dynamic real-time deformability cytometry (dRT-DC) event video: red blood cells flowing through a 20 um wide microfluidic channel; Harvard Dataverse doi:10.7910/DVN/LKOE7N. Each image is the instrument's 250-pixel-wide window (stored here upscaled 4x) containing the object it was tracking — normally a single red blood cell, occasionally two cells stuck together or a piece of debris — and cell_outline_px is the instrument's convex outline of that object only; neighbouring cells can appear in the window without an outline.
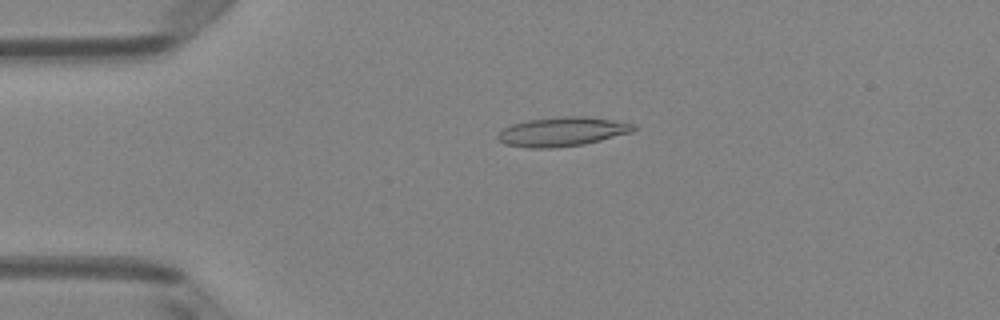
{"species": "Egyptian fruit bat (a non-hibernating species)", "species_latin": "Rousettus aegyptiacus", "temperature_condition": "room temperature", "stored_images_in_passage": 50, "camera_frame_rate_fps": 3000, "um_per_image_px": 0.085, "animal": {"sex": "female"}, "frame": {"image": 1, "passage_image": 11, "time_ms": 3.333, "image_size_px": [1000, 320], "cell_outline_px": [[640, 128], [632, 132], [584, 144], [552, 148], [528, 148], [504, 144], [496, 136], [496, 132], [512, 124], [528, 120], [564, 116], [584, 116], [612, 120], [636, 124]], "centroid_in_image_um": [47.79, 11.19], "position_along_channel_um": 37.2, "area_um2": 23.18}}
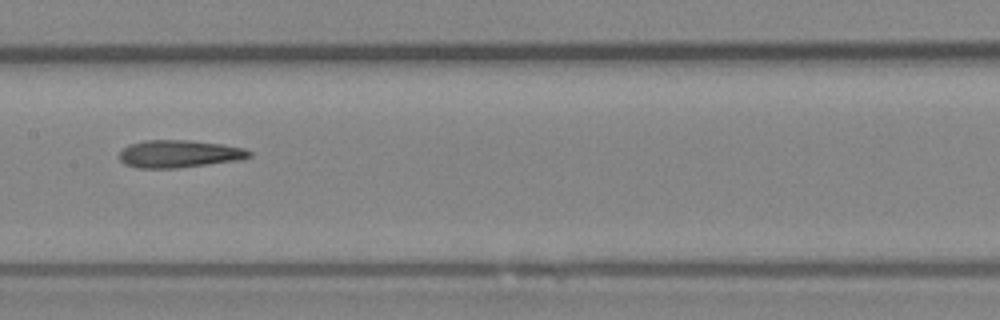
{"frame": {"image": 2, "passage_image": 25, "time_ms": 8.0, "image_size_px": [1000, 320], "cell_outline_px": [[252, 156], [240, 160], [176, 168], [136, 168], [124, 164], [120, 160], [120, 152], [128, 144], [144, 140], [188, 140], [220, 144], [244, 148], [252, 152]], "centroid_in_image_um": [15.21, 13.08], "position_along_channel_um": 192.2, "area_um2": 20.87}}
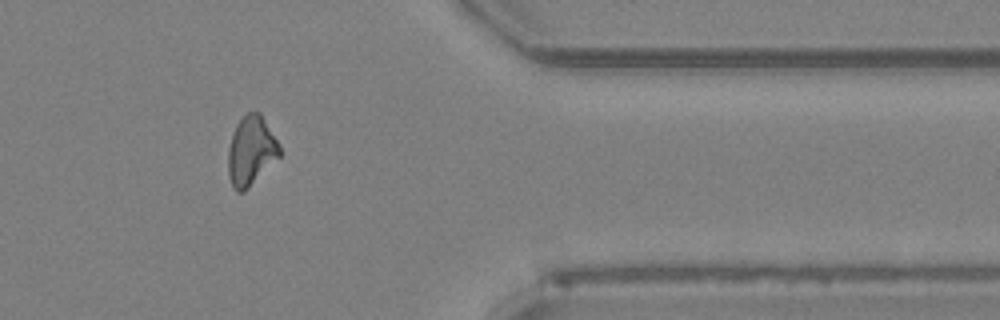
{"frame": {"image": 3, "passage_image": 41, "time_ms": 13.333, "image_size_px": [1000, 320], "cell_outline_px": [[284, 152], [244, 192], [236, 192], [232, 188], [228, 176], [228, 148], [236, 124], [248, 112], [260, 112], [280, 144]], "centroid_in_image_um": [21.35, 12.84], "position_along_channel_um": 390.0, "area_um2": 20.98}, "authors_computed_cell_mechanics": {"area_um2": 20.8658, "velocity_mm_per_s": 4.0587, "shape_relaxation_time_tau1_ms": 5.8454, "shape_relaxation_time_tau2_ms": 3.5771, "deformation_change_tau1": 0.1696, "deformation_change_tau2": 0.1315}}